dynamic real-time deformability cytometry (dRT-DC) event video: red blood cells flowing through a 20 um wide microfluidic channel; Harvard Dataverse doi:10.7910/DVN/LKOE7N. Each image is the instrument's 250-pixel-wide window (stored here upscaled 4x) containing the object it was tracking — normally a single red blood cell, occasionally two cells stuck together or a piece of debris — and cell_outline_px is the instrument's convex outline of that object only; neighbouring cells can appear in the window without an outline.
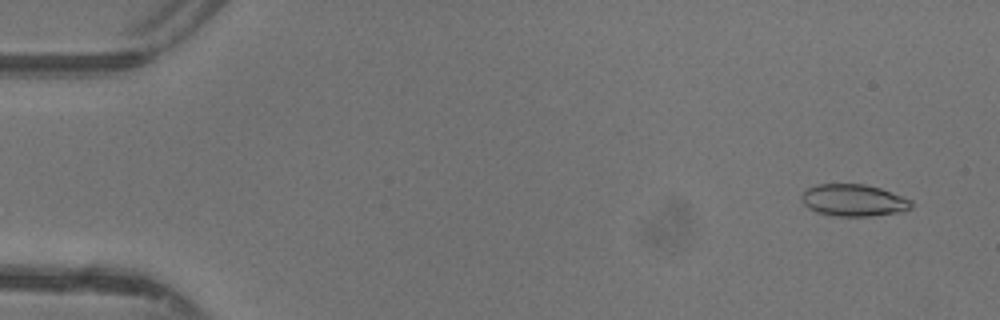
{"species": "common noctule bat (a hibernating species)", "species_latin": "Nyctalus noctula", "temperature_condition": "warm", "stored_images_in_passage": 26, "camera_frame_rate_fps": 3000, "um_per_image_px": 0.085, "animal": {"sex": "female"}, "frame": {"image": 1, "passage_image": 3, "time_ms": 0.667, "image_size_px": [1000, 320], "cell_outline_px": [[912, 208], [904, 212], [872, 216], [836, 216], [816, 212], [808, 208], [804, 204], [800, 196], [808, 188], [820, 184], [864, 184], [880, 188], [912, 200]], "centroid_in_image_um": [72.58, 17.04], "position_along_channel_um": 12.4, "area_um2": 20.52}}
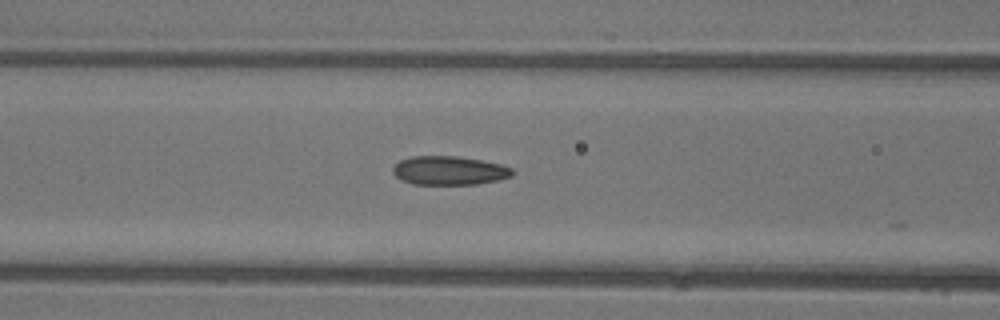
{"frame": {"image": 2, "passage_image": 20, "time_ms": 6.333, "image_size_px": [1000, 320], "cell_outline_px": [[516, 172], [512, 176], [496, 180], [476, 184], [412, 184], [400, 180], [392, 172], [392, 168], [400, 160], [412, 156], [456, 156], [480, 160], [500, 164], [512, 168]], "centroid_in_image_um": [38.17, 14.49], "position_along_channel_um": 128.4, "area_um2": 20.06}}
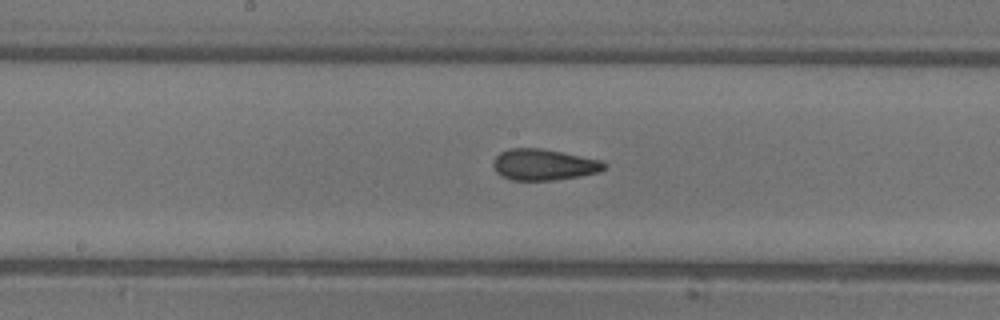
{"frame": {"image": 3, "passage_image": 25, "time_ms": 8.0, "image_size_px": [1000, 320], "cell_outline_px": [[608, 164], [600, 172], [580, 176], [552, 180], [512, 180], [500, 176], [492, 168], [492, 164], [496, 156], [500, 152], [508, 148], [540, 148], [600, 160]], "centroid_in_image_um": [46.18, 14.0], "position_along_channel_um": 202.0, "area_um2": 20.17}}